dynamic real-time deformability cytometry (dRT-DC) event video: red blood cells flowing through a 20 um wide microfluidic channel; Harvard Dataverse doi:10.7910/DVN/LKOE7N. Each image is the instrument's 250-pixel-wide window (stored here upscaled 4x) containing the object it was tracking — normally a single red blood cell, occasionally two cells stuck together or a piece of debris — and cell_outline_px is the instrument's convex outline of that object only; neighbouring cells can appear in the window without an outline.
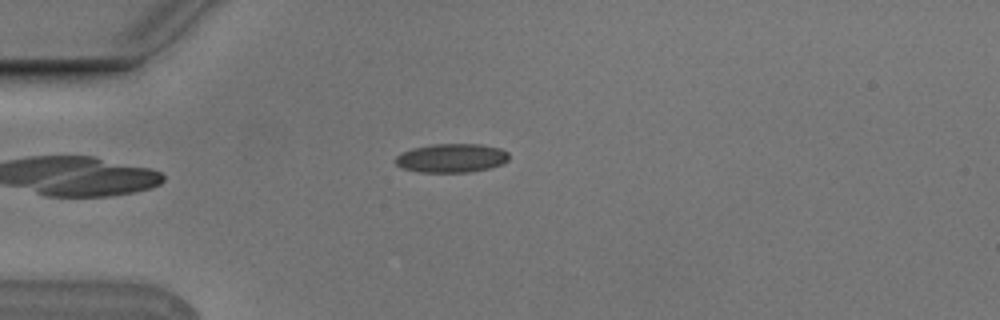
{"species": "Egyptian fruit bat (a non-hibernating species)", "species_latin": "Rousettus aegyptiacus", "temperature_condition": "cold", "stored_images_in_passage": 8, "camera_frame_rate_fps": 3000, "um_per_image_px": 0.085, "animal": {"sex": "male"}, "frame": {"image": 1, "passage_image": 5, "time_ms": 1.333, "image_size_px": [1000, 320], "cell_outline_px": [[508, 160], [500, 164], [488, 168], [468, 172], [420, 172], [400, 168], [392, 160], [400, 152], [412, 148], [432, 144], [480, 144], [500, 148], [508, 152]], "centroid_in_image_um": [38.31, 13.43], "position_along_channel_um": 46.7, "area_um2": 19.19}}
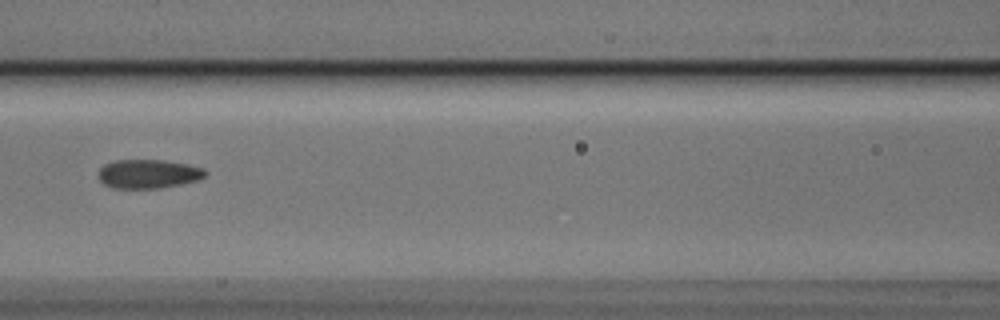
{"frame": {"image": 2, "passage_image": 8, "time_ms": 2.333, "image_size_px": [1000, 320], "cell_outline_px": [[208, 172], [204, 176], [196, 180], [180, 184], [156, 188], [112, 188], [104, 184], [100, 180], [100, 168], [104, 164], [116, 160], [164, 160], [188, 164], [204, 168]], "centroid_in_image_um": [12.61, 14.77], "position_along_channel_um": 154.0, "area_um2": 17.86}}